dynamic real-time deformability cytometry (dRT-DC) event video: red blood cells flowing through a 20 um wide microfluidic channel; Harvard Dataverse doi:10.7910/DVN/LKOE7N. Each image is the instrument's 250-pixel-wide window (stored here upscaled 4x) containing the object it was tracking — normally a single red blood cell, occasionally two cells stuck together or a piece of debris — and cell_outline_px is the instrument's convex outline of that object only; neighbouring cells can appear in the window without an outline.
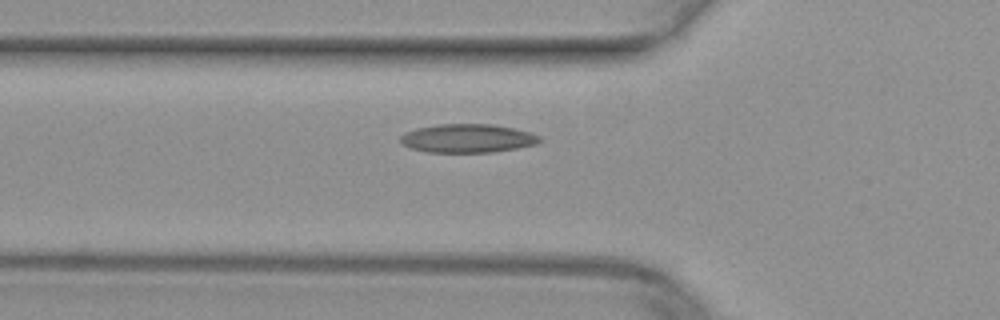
{"species": "common noctule bat (a hibernating species)", "species_latin": "Nyctalus noctula", "temperature_condition": "warm", "stored_images_in_passage": 38, "segment_of_instrument_passage": [1, 2], "camera_frame_rate_fps": 3000, "um_per_image_px": 0.085, "animal": {"sex": "female", "body_mass_g": 29.2, "forearm_length_mm": 56.3}, "frame": {"image": 1, "passage_image": 4, "time_ms": 1.0, "image_size_px": [1000, 320], "cell_outline_px": [[544, 140], [536, 144], [516, 148], [492, 152], [424, 152], [412, 148], [404, 144], [400, 140], [400, 136], [404, 132], [416, 128], [440, 124], [492, 124], [512, 128], [528, 132], [540, 136]], "centroid_in_image_um": [39.74, 11.76], "position_along_channel_um": 86.1, "area_um2": 23.12}}
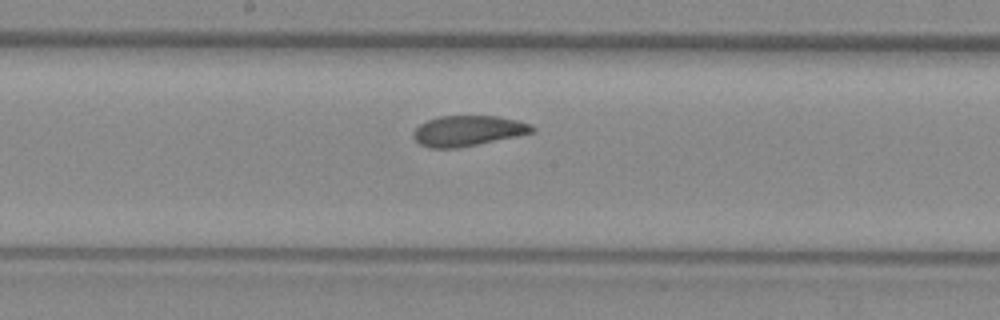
{"frame": {"image": 2, "passage_image": 13, "time_ms": 4.0, "image_size_px": [1000, 320], "cell_outline_px": [[536, 128], [532, 132], [476, 144], [456, 148], [428, 148], [420, 144], [412, 136], [412, 132], [420, 124], [428, 120], [440, 116], [496, 116], [516, 120], [528, 124]], "centroid_in_image_um": [39.69, 11.11], "position_along_channel_um": 208.5, "area_um2": 20.63}}
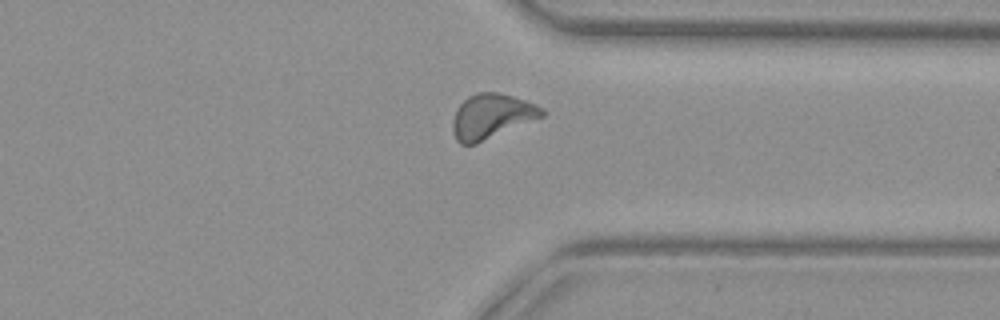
{"frame": {"image": 3, "passage_image": 25, "time_ms": 8.0, "image_size_px": [1000, 320], "cell_outline_px": [[548, 112], [544, 116], [476, 144], [460, 144], [456, 140], [452, 132], [452, 120], [456, 108], [468, 96], [476, 92], [496, 92], [512, 96], [536, 104], [544, 108]], "centroid_in_image_um": [41.77, 9.88], "position_along_channel_um": 369.6, "area_um2": 23.47}}